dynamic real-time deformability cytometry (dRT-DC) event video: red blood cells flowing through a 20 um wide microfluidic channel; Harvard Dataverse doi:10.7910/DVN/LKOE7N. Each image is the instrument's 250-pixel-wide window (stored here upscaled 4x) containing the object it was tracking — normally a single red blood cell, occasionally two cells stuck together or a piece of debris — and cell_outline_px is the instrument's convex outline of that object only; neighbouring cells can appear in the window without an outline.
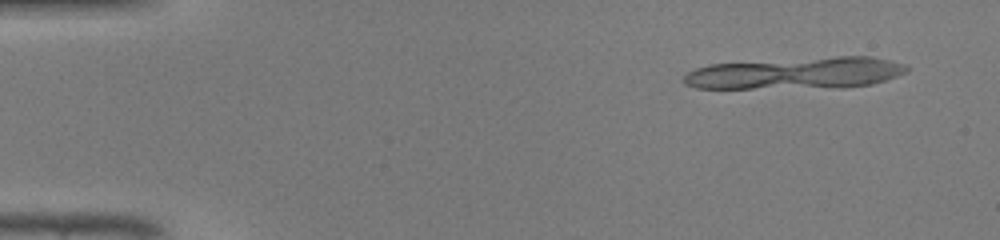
{"species": "common noctule bat (a hibernating species)", "species_latin": "Nyctalus noctula", "temperature_condition": "warm", "stored_images_in_passage": 16, "segment_of_instrument_passage": [1, 2], "camera_frame_rate_fps": 3000, "um_per_image_px": 0.085, "animal": {"sex": "male", "body_mass_g": 19.0, "forearm_length_mm": 50.8}, "frame": {"image": 1, "passage_image": 1, "time_ms": 0.0, "image_size_px": [1000, 240], "cell_outline_px": [[908, 72], [872, 84], [844, 88], [696, 88], [684, 84], [680, 80], [688, 72], [696, 68], [708, 64], [836, 56], [872, 56], [904, 64], [908, 68]], "centroid_in_image_um": [67.65, 6.22], "position_along_channel_um": 17.4, "area_um2": 41.62}}